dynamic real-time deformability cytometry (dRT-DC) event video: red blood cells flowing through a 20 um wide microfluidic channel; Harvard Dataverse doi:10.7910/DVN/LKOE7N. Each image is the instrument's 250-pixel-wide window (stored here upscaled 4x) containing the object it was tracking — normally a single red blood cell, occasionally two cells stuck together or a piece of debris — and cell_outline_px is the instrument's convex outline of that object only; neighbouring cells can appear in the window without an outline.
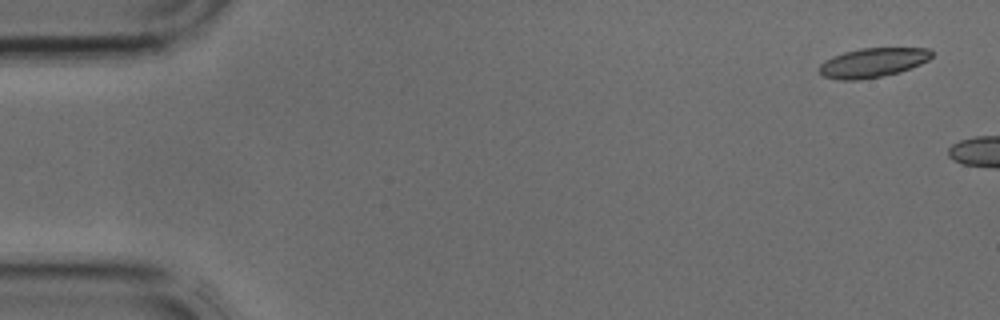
{"species": "common noctule bat (a hibernating species)", "species_latin": "Nyctalus noctula", "temperature_condition": "cold", "stored_images_in_passage": 3, "segment_of_instrument_passage": [2, 2], "camera_frame_rate_fps": 3000, "um_per_image_px": 0.085, "animal": {"sex": "male", "body_mass_g": 17.9, "forearm_length_mm": 54.2}, "frame": {"image": 1, "passage_image": 3, "time_ms": 0.667, "image_size_px": [1000, 320], "cell_outline_px": [[932, 56], [928, 60], [920, 64], [900, 72], [860, 80], [840, 80], [824, 76], [820, 72], [820, 64], [832, 56], [844, 52], [860, 48], [928, 48], [932, 52]], "centroid_in_image_um": [74.19, 5.32], "position_along_channel_um": 10.8, "area_um2": 19.07}}